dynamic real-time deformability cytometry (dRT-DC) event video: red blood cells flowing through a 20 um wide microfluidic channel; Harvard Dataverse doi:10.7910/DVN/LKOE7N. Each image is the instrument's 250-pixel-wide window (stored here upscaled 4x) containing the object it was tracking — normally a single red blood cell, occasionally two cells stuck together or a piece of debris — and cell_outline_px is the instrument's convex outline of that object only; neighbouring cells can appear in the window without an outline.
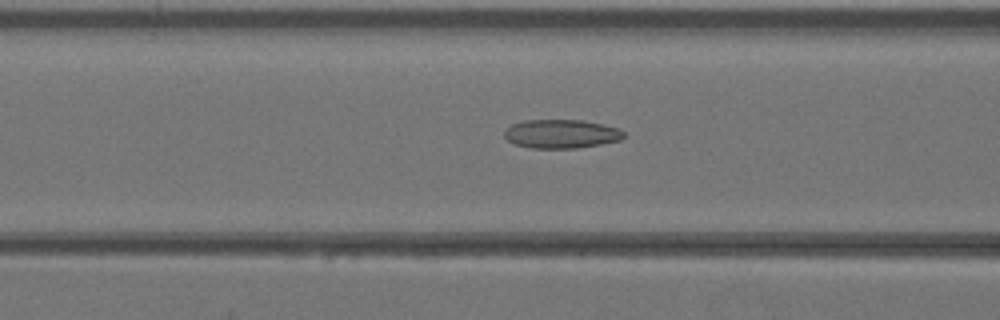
{"species": "Egyptian fruit bat (a non-hibernating species)", "species_latin": "Rousettus aegyptiacus", "temperature_condition": "warm", "stored_images_in_passage": 41, "camera_frame_rate_fps": 3000, "um_per_image_px": 0.085, "animal": {"sex": "female"}, "frame": {"image": 1, "passage_image": 17, "time_ms": 5.333, "image_size_px": [1000, 320], "cell_outline_px": [[624, 136], [620, 140], [600, 144], [576, 148], [532, 148], [516, 144], [508, 140], [504, 136], [504, 132], [512, 124], [524, 120], [584, 120], [604, 124], [620, 128], [624, 132]], "centroid_in_image_um": [47.73, 11.37], "position_along_channel_um": 118.9, "area_um2": 20.0}}
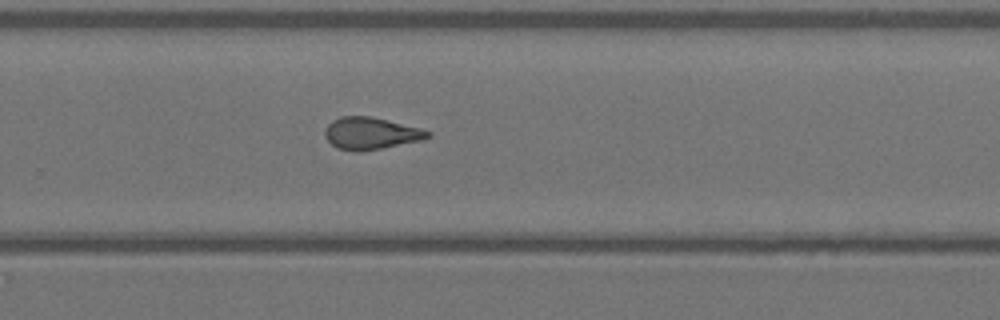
{"frame": {"image": 2, "passage_image": 28, "time_ms": 9.0, "image_size_px": [1000, 320], "cell_outline_px": [[432, 136], [420, 140], [384, 148], [360, 152], [352, 152], [336, 148], [324, 136], [324, 132], [328, 124], [332, 120], [340, 116], [372, 116], [420, 128], [432, 132]], "centroid_in_image_um": [31.5, 11.34], "position_along_channel_um": 298.3, "area_um2": 19.42}}
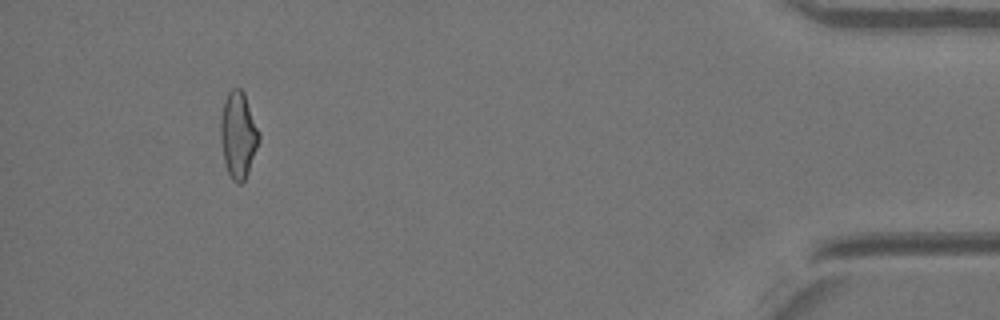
{"frame": {"image": 3, "passage_image": 39, "time_ms": 12.667, "image_size_px": [1000, 320], "cell_outline_px": [[260, 140], [248, 172], [244, 180], [240, 184], [236, 184], [232, 180], [228, 172], [224, 160], [220, 140], [220, 116], [224, 100], [228, 92], [232, 88], [240, 88], [244, 92], [260, 132]], "centroid_in_image_um": [20.25, 11.45], "position_along_channel_um": 415.0, "area_um2": 19.54}}